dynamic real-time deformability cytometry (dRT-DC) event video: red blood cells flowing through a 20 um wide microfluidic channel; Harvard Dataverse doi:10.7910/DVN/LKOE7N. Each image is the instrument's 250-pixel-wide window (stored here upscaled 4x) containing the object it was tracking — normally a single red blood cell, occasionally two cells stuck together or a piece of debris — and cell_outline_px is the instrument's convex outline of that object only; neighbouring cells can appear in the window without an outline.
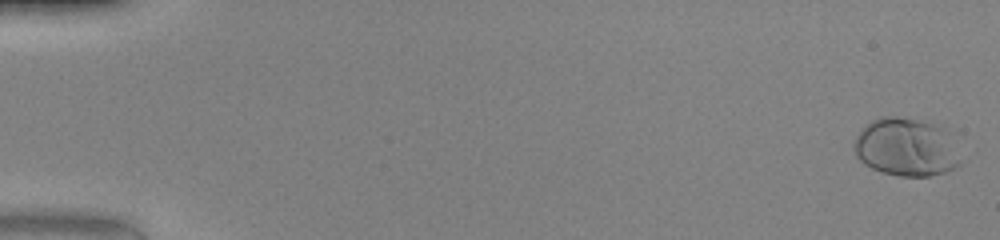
{"species": "human", "species_latin": "Homo sapiens", "temperature_condition": "warm", "stored_images_in_passage": 50, "camera_frame_rate_fps": 3000, "um_per_image_px": 0.085, "donor": {"sex": "female"}, "frame": {"image": 1, "passage_image": 1, "time_ms": 0.0, "image_size_px": [1000, 240], "cell_outline_px": [[960, 164], [956, 168], [944, 172], [928, 176], [900, 176], [884, 172], [872, 168], [864, 164], [856, 156], [852, 148], [852, 144], [856, 136], [872, 120], [880, 116], [896, 116], [920, 120], [944, 128], [948, 132], [960, 160]], "centroid_in_image_um": [76.99, 12.51], "position_along_channel_um": 8.0, "area_um2": 35.89}}
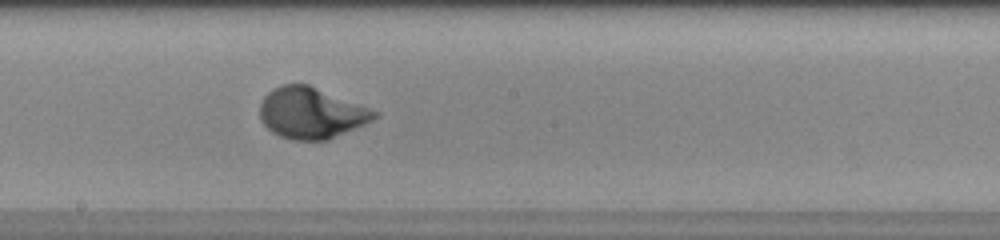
{"frame": {"image": 2, "passage_image": 29, "time_ms": 9.333, "image_size_px": [1000, 240], "cell_outline_px": [[380, 116], [372, 120], [328, 140], [292, 140], [280, 136], [272, 132], [260, 120], [260, 104], [264, 96], [268, 92], [284, 84], [308, 84], [380, 112]], "centroid_in_image_um": [26.45, 9.61], "position_along_channel_um": 221.8, "area_um2": 33.87}}
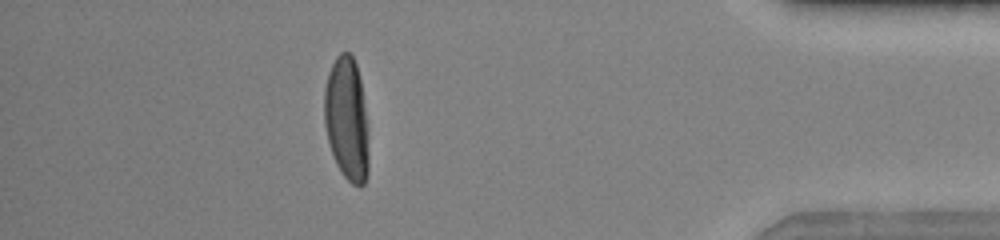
{"frame": {"image": 3, "passage_image": 45, "time_ms": 14.667, "image_size_px": [1000, 240], "cell_outline_px": [[368, 172], [364, 184], [360, 188], [352, 184], [344, 176], [336, 164], [328, 140], [324, 124], [324, 88], [328, 72], [336, 56], [340, 52], [348, 52], [352, 56], [356, 64], [360, 80], [368, 128]], "centroid_in_image_um": [29.47, 10.13], "position_along_channel_um": 405.7, "area_um2": 32.14}}